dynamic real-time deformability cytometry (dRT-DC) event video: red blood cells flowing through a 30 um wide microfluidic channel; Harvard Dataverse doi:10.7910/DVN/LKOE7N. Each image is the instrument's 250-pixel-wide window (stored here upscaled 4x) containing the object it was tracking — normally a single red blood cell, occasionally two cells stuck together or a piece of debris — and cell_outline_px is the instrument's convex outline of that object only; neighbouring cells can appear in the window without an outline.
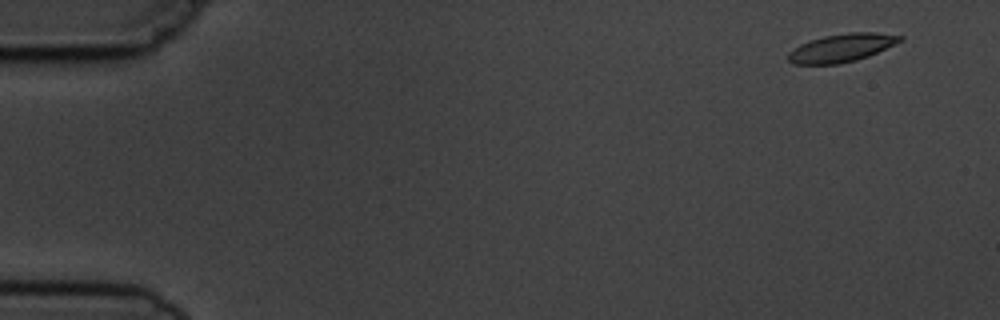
{"species": "common noctule bat (a hibernating species)", "species_latin": "Nyctalus noctula", "temperature_condition": "cold", "stored_images_in_passage": 6, "camera_frame_rate_fps": 3000, "um_per_image_px": 0.085, "animal": {"sex": "male", "body_mass_g": 19.5, "forearm_length_mm": 54.6}, "frame": {"image": 1, "passage_image": 1, "time_ms": 0.0, "image_size_px": [1000, 320], "cell_outline_px": [[904, 40], [868, 56], [856, 60], [840, 64], [792, 64], [788, 60], [788, 52], [800, 44], [824, 36], [848, 32], [876, 32], [904, 36]], "centroid_in_image_um": [71.55, 4.06], "position_along_channel_um": 13.4, "area_um2": 18.32}}
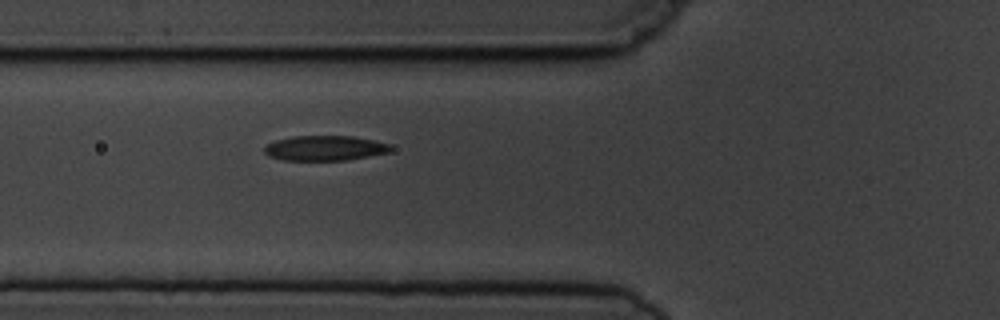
{"frame": {"image": 2, "passage_image": 6, "time_ms": 5.667, "image_size_px": [1000, 320], "cell_outline_px": [[392, 148], [388, 152], [348, 160], [284, 160], [268, 156], [264, 152], [264, 148], [268, 144], [276, 140], [292, 136], [352, 136], [376, 140], [388, 144]], "centroid_in_image_um": [27.6, 12.59], "position_along_channel_um": 98.2, "area_um2": 18.32}}